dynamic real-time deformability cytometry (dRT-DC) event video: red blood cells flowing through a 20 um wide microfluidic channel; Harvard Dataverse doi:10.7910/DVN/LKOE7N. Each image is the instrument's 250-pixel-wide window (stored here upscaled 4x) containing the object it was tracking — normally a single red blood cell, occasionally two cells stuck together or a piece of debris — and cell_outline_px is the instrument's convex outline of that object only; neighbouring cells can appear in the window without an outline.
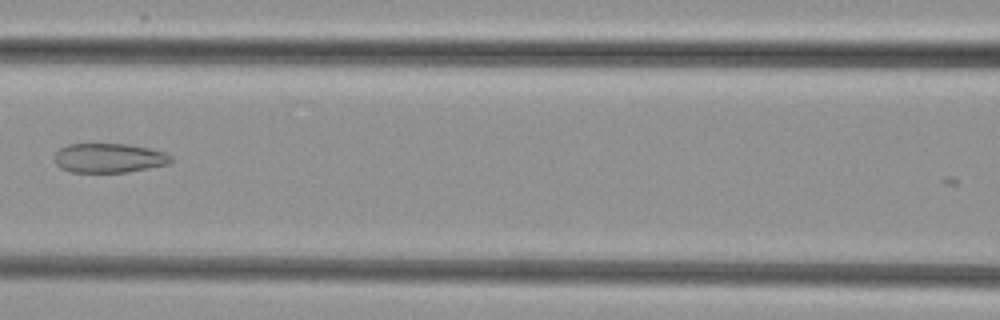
{"species": "common noctule bat (a hibernating species)", "species_latin": "Nyctalus noctula", "temperature_condition": "cold", "stored_images_in_passage": 7, "camera_frame_rate_fps": 3000, "um_per_image_px": 0.085, "animal": {"sex": "female", "body_mass_g": 29.2, "forearm_length_mm": 56.3}, "frame": {"image": 1, "passage_image": 7, "time_ms": 7.0, "image_size_px": [1000, 320], "cell_outline_px": [[172, 160], [168, 164], [128, 172], [68, 172], [60, 168], [56, 164], [56, 152], [60, 148], [68, 144], [128, 144], [148, 148], [164, 152], [172, 156]], "centroid_in_image_um": [9.26, 13.43], "position_along_channel_um": 157.3, "area_um2": 19.88}}